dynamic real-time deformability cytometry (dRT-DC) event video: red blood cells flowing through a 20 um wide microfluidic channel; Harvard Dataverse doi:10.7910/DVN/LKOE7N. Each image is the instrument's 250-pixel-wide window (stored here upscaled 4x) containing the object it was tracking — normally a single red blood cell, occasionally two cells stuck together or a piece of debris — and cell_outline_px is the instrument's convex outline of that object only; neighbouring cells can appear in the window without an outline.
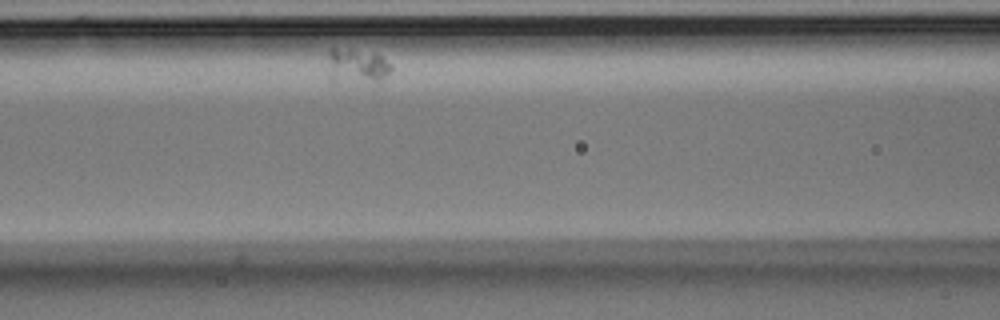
{"species": "Egyptian fruit bat (a non-hibernating species)", "species_latin": "Rousettus aegyptiacus", "temperature_condition": "room temperature", "stored_images_in_passage": 3, "camera_frame_rate_fps": 3000, "um_per_image_px": 0.085, "animal": {"sex": "male"}, "frame": {"image": 1, "passage_image": 3, "time_ms": 0.667, "image_size_px": [1000, 320], "cell_outline_px": [[392, 68], [380, 80], [372, 80], [336, 76], [328, 56], [328, 52], [332, 48], [336, 48], [376, 52]], "centroid_in_image_um": [30.44, 5.45], "position_along_channel_um": 136.2, "area_um2": 10.92}}